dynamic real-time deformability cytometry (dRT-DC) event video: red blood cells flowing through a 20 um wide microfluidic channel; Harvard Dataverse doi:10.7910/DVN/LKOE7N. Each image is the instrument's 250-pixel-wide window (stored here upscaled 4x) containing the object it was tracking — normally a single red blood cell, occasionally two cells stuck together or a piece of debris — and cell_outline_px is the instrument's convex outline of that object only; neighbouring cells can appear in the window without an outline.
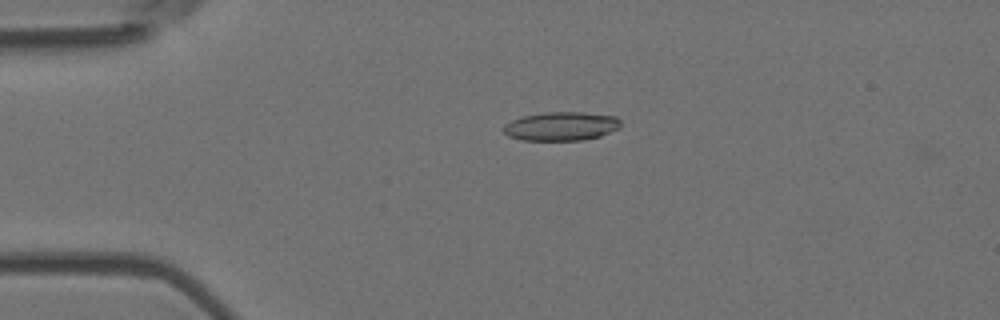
{"species": "Egyptian fruit bat (a non-hibernating species)", "species_latin": "Rousettus aegyptiacus", "temperature_condition": "room temperature", "stored_images_in_passage": 3, "camera_frame_rate_fps": 3000, "um_per_image_px": 0.085, "animal": {"sex": "female"}, "frame": {"image": 1, "passage_image": 2, "time_ms": 0.333, "image_size_px": [1000, 320], "cell_outline_px": [[620, 128], [600, 136], [584, 140], [520, 140], [508, 136], [504, 132], [504, 124], [512, 120], [524, 116], [544, 112], [584, 112], [616, 116], [620, 120]], "centroid_in_image_um": [47.72, 10.73], "position_along_channel_um": 37.3, "area_um2": 19.71}}